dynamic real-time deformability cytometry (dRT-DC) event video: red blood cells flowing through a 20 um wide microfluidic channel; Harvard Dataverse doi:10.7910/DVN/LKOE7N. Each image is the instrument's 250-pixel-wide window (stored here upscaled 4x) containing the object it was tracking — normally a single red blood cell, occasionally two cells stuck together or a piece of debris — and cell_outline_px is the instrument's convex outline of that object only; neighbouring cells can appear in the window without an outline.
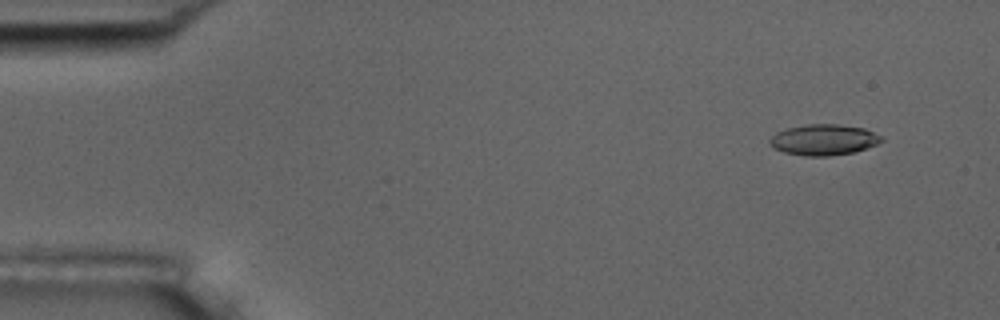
{"species": "common noctule bat (a hibernating species)", "species_latin": "Nyctalus noctula", "temperature_condition": "room temperature", "stored_images_in_passage": 55, "camera_frame_rate_fps": 3000, "um_per_image_px": 0.085, "animal": {"sex": "male", "body_mass_g": 17.5, "forearm_length_mm": 52.3}, "frame": {"image": 1, "passage_image": 5, "time_ms": 1.333, "image_size_px": [1000, 320], "cell_outline_px": [[884, 140], [876, 144], [852, 152], [828, 156], [804, 156], [784, 152], [772, 148], [768, 144], [768, 140], [776, 132], [788, 128], [808, 124], [836, 124], [864, 128], [880, 136]], "centroid_in_image_um": [69.95, 11.88], "position_along_channel_um": 15.1, "area_um2": 19.94}}
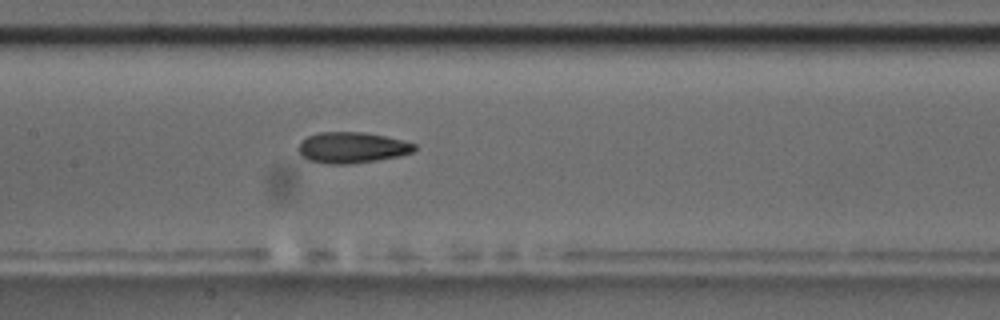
{"frame": {"image": 2, "passage_image": 27, "time_ms": 8.667, "image_size_px": [1000, 320], "cell_outline_px": [[416, 148], [412, 152], [400, 156], [376, 160], [344, 164], [332, 164], [308, 160], [300, 156], [296, 148], [300, 140], [308, 136], [320, 132], [364, 132], [404, 140], [416, 144]], "centroid_in_image_um": [29.88, 12.54], "position_along_channel_um": 177.5, "area_um2": 21.04}}
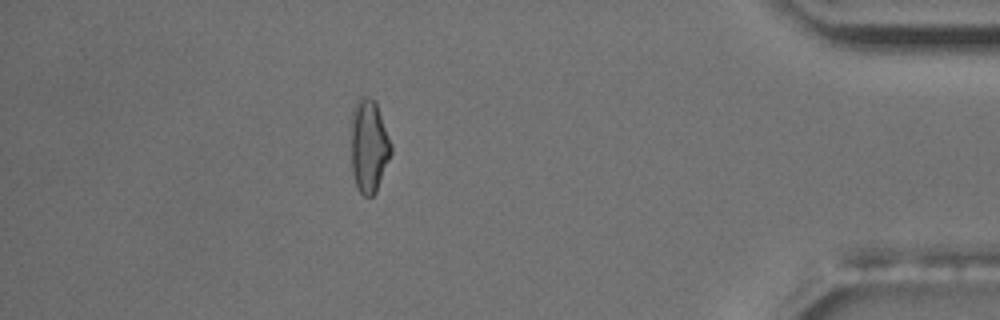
{"frame": {"image": 3, "passage_image": 49, "time_ms": 16.0, "image_size_px": [1000, 320], "cell_outline_px": [[392, 152], [376, 192], [372, 196], [364, 196], [360, 192], [356, 184], [352, 172], [348, 124], [352, 108], [356, 100], [360, 96], [368, 96], [376, 100], [392, 144]], "centroid_in_image_um": [31.31, 12.32], "position_along_channel_um": 403.9, "area_um2": 22.77}, "authors_computed_cell_mechanics": {"area_um2": 20.5768, "velocity_mm_per_s": 3.6907, "shape_relaxation_time_tau1_ms": null, "shape_relaxation_time_tau2_ms": 3.5746, "deformation_change_tau1": null, "deformation_change_tau2": 0.1074}}